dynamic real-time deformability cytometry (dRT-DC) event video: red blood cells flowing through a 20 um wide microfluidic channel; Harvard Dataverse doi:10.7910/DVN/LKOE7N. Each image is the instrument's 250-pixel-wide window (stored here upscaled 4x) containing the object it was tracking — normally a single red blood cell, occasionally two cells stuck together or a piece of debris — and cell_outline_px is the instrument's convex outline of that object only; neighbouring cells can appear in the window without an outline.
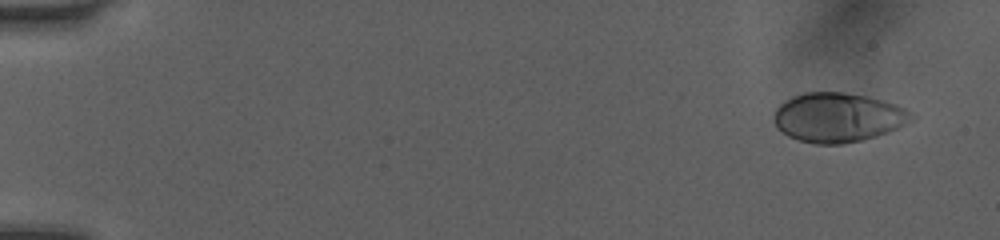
{"species": "human", "species_latin": "Homo sapiens", "temperature_condition": "room temperature", "stored_images_in_passage": 17, "camera_frame_rate_fps": 3000, "um_per_image_px": 0.085, "donor": {"sex": "female"}, "frame": {"image": 1, "passage_image": 2, "time_ms": 0.333, "image_size_px": [1000, 240], "cell_outline_px": [[916, 116], [912, 120], [900, 128], [876, 136], [860, 140], [840, 144], [816, 144], [800, 140], [788, 136], [776, 128], [772, 120], [772, 116], [776, 108], [784, 100], [792, 96], [804, 92], [844, 92], [864, 96], [896, 104], [912, 112]], "centroid_in_image_um": [71.2, 9.98], "position_along_channel_um": 13.8, "area_um2": 39.77}}
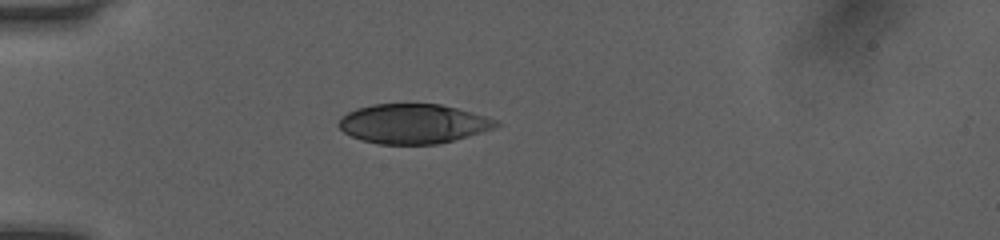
{"frame": {"image": 2, "passage_image": 13, "time_ms": 4.0, "image_size_px": [1000, 240], "cell_outline_px": [[500, 124], [496, 128], [468, 136], [436, 144], [380, 144], [360, 140], [344, 132], [336, 124], [340, 116], [356, 108], [372, 104], [440, 104], [456, 108], [484, 116], [496, 120]], "centroid_in_image_um": [35.07, 10.52], "position_along_channel_um": 49.9, "area_um2": 36.18}}
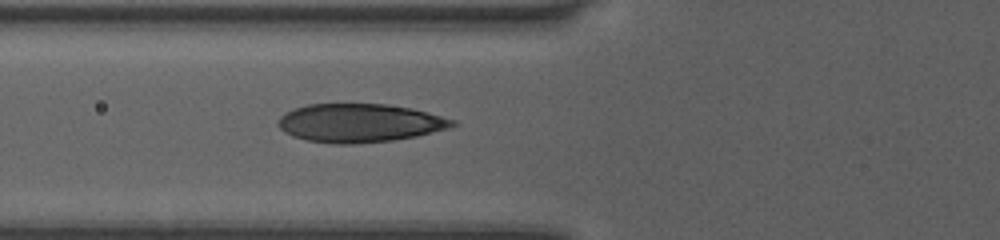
{"frame": {"image": 3, "passage_image": 17, "time_ms": 5.333, "image_size_px": [1000, 240], "cell_outline_px": [[456, 124], [448, 128], [416, 136], [392, 140], [356, 144], [332, 144], [308, 140], [292, 136], [284, 132], [276, 124], [280, 116], [284, 112], [308, 104], [388, 104], [412, 108], [456, 120]], "centroid_in_image_um": [30.54, 10.45], "position_along_channel_um": 95.3, "area_um2": 39.13}}